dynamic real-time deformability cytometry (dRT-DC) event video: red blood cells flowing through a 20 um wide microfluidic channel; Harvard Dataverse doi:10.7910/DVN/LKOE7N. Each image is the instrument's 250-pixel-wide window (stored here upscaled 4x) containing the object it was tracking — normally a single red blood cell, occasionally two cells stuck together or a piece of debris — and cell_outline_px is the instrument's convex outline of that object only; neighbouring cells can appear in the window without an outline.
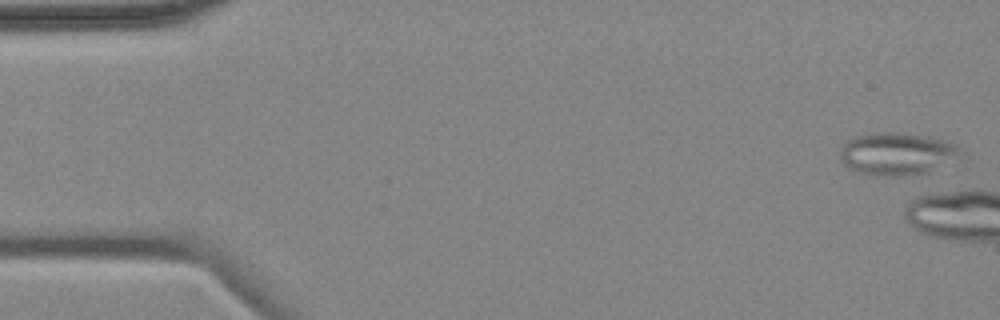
{"species": "common noctule bat (a hibernating species)", "species_latin": "Nyctalus noctula", "temperature_condition": "cold", "stored_images_in_passage": 6, "camera_frame_rate_fps": 3000, "um_per_image_px": 0.085, "animal": {"sex": "female", "body_mass_g": 18.4}, "frame": {"image": 1, "passage_image": 1, "time_ms": 0.0, "image_size_px": [1000, 320], "cell_outline_px": [[960, 148], [956, 152], [928, 172], [908, 176], [876, 176], [856, 172], [848, 168], [840, 160], [840, 148], [848, 140], [856, 136], [876, 132], [900, 132], [928, 136], [948, 140], [960, 144]], "centroid_in_image_um": [76.12, 13.05], "position_along_channel_um": 8.9, "area_um2": 29.48}}